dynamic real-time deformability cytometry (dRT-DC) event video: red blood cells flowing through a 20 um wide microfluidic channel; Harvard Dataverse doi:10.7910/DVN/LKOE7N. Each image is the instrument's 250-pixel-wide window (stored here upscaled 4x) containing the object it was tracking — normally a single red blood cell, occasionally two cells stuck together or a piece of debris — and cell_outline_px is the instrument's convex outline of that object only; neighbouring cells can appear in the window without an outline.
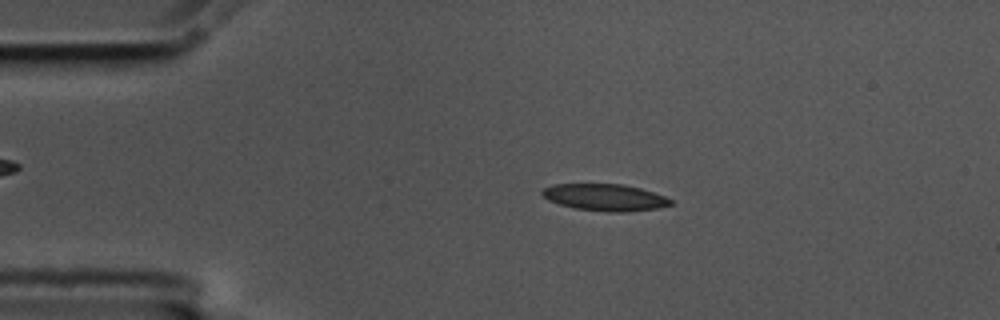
{"species": "common noctule bat (a hibernating species)", "species_latin": "Nyctalus noctula", "temperature_condition": "cold", "stored_images_in_passage": 56, "camera_frame_rate_fps": 3000, "um_per_image_px": 0.085, "animal": {"sex": "male", "body_mass_g": 17.5, "forearm_length_mm": 52.3}, "frame": {"image": 1, "passage_image": 11, "time_ms": 3.333, "image_size_px": [1000, 320], "cell_outline_px": [[672, 204], [656, 208], [628, 212], [608, 212], [576, 208], [560, 204], [548, 200], [540, 192], [544, 188], [552, 184], [624, 184], [640, 188], [664, 196], [672, 200]], "centroid_in_image_um": [51.41, 16.77], "position_along_channel_um": 33.6, "area_um2": 19.94}}
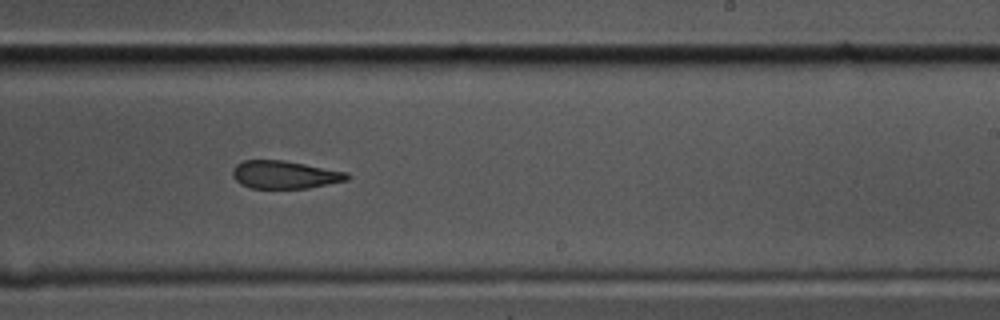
{"frame": {"image": 2, "passage_image": 34, "time_ms": 11.0, "image_size_px": [1000, 320], "cell_outline_px": [[352, 176], [348, 180], [308, 188], [248, 188], [240, 184], [232, 176], [232, 168], [236, 164], [244, 160], [284, 160], [348, 172]], "centroid_in_image_um": [24.2, 14.85], "position_along_channel_um": 264.8, "area_um2": 18.79}}
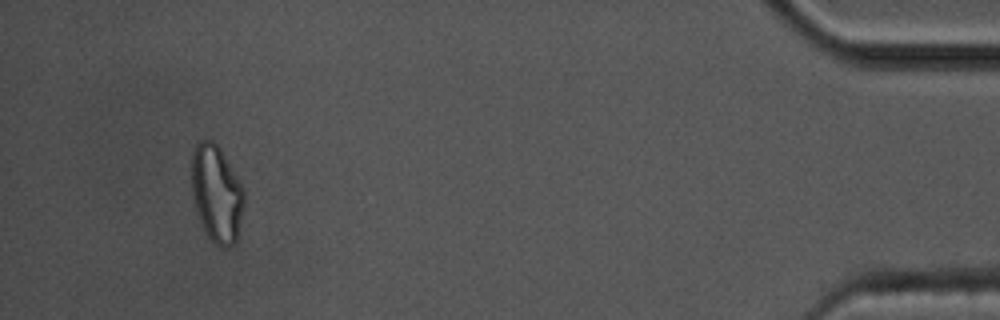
{"frame": {"image": 3, "passage_image": 53, "time_ms": 17.333, "image_size_px": [1000, 320], "cell_outline_px": [[244, 204], [236, 240], [228, 248], [220, 248], [208, 236], [200, 220], [196, 208], [192, 192], [192, 152], [196, 144], [200, 140], [212, 140], [220, 148], [244, 188]], "centroid_in_image_um": [18.42, 16.45], "position_along_channel_um": 416.8, "area_um2": 29.42}, "authors_computed_cell_mechanics": {"area_um2": 19.9988, "velocity_mm_per_s": 3.5249, "shape_relaxation_time_tau1_ms": 8.1701, "shape_relaxation_time_tau2_ms": 5.8527, "deformation_change_tau1": 0.1749, "deformation_change_tau2": 0.1455}}